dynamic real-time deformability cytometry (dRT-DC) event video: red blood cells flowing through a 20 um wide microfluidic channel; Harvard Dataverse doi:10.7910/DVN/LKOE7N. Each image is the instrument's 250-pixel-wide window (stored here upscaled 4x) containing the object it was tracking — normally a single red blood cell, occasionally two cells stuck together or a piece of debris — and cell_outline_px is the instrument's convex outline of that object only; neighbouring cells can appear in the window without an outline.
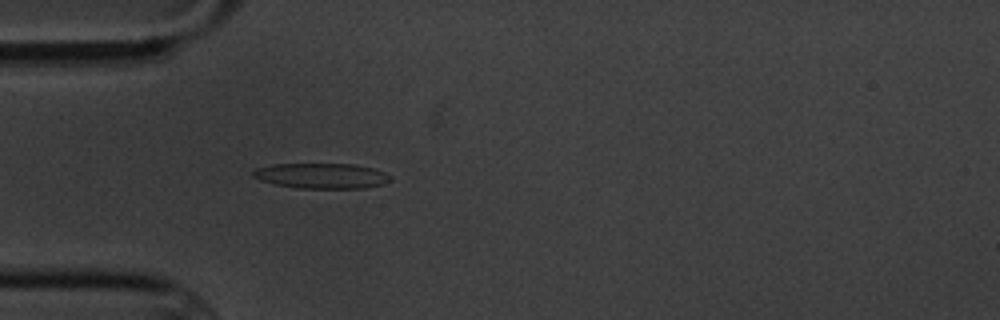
{"species": "common noctule bat (a hibernating species)", "species_latin": "Nyctalus noctula", "temperature_condition": "cold", "stored_images_in_passage": 5, "camera_frame_rate_fps": 3000, "um_per_image_px": 0.085, "animal": {"sex": "male", "body_mass_g": 20.1, "forearm_length_mm": 53.5}, "frame": {"image": 1, "passage_image": 5, "time_ms": 4.667, "image_size_px": [1000, 320], "cell_outline_px": [[392, 180], [380, 184], [364, 188], [300, 188], [276, 184], [260, 180], [252, 176], [252, 172], [256, 168], [272, 164], [352, 164], [372, 168], [384, 172], [392, 176]], "centroid_in_image_um": [27.32, 14.94], "position_along_channel_um": 57.7, "area_um2": 20.11}}